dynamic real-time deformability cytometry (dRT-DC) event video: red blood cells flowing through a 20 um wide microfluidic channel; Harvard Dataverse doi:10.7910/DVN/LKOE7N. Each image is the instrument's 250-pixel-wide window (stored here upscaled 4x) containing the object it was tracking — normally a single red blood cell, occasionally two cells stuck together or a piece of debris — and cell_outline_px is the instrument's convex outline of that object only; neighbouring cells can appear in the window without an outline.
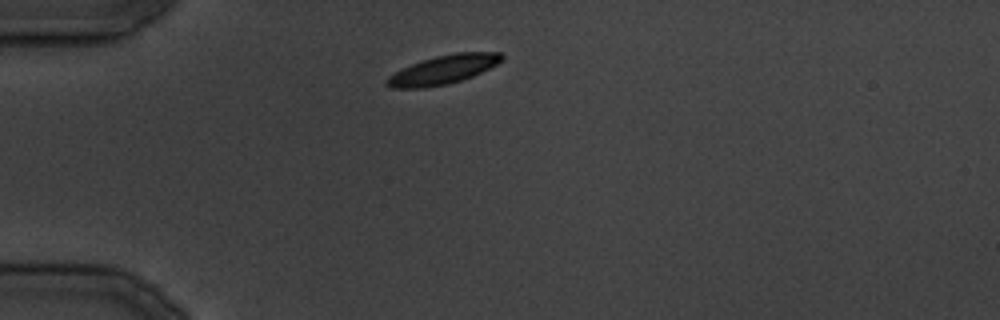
{"species": "common noctule bat (a hibernating species)", "species_latin": "Nyctalus noctula", "temperature_condition": "cold", "stored_images_in_passage": 16, "camera_frame_rate_fps": 3000, "um_per_image_px": 0.085, "animal": {"sex": "male", "body_mass_g": 19.5, "forearm_length_mm": 54.6}, "frame": {"image": 1, "passage_image": 1, "time_ms": 0.0, "image_size_px": [1000, 320], "cell_outline_px": [[504, 60], [472, 76], [448, 84], [428, 88], [392, 88], [384, 84], [384, 80], [388, 76], [412, 64], [436, 56], [456, 52], [500, 52], [504, 56]], "centroid_in_image_um": [37.66, 5.93], "position_along_channel_um": 47.3, "area_um2": 19.19}}
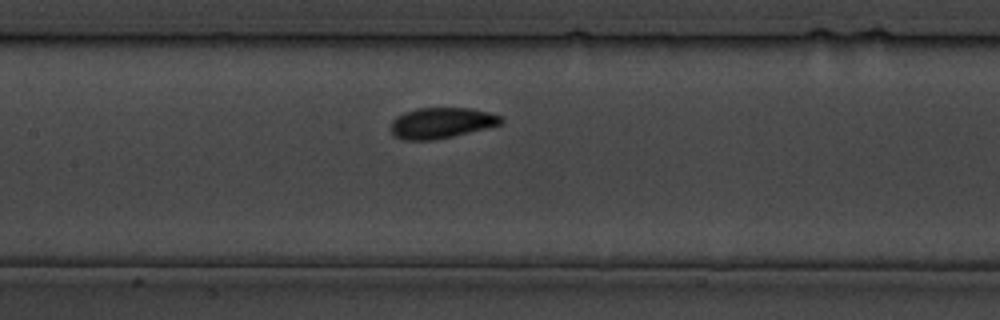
{"frame": {"image": 2, "passage_image": 9, "time_ms": 9.333, "image_size_px": [1000, 320], "cell_outline_px": [[504, 120], [500, 124], [488, 128], [452, 136], [432, 140], [404, 140], [392, 136], [392, 120], [396, 116], [404, 112], [420, 108], [472, 108], [504, 116]], "centroid_in_image_um": [37.54, 10.44], "position_along_channel_um": 169.9, "area_um2": 19.83}}
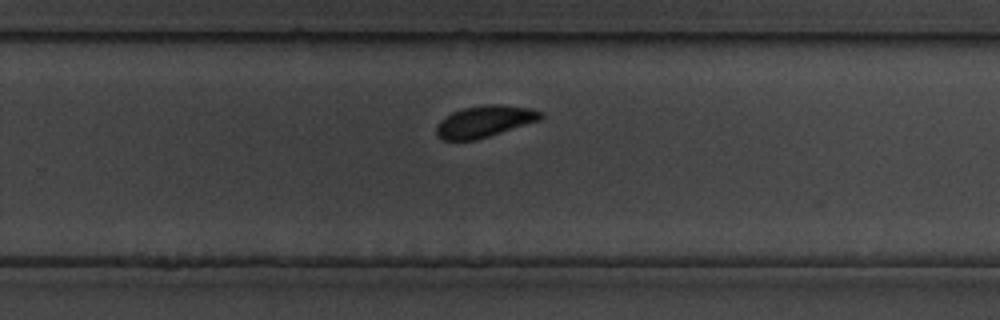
{"frame": {"image": 3, "passage_image": 15, "time_ms": 17.0, "image_size_px": [1000, 320], "cell_outline_px": [[544, 116], [540, 120], [476, 140], [440, 140], [436, 136], [436, 124], [440, 120], [452, 112], [464, 108], [488, 104], [500, 104], [532, 108], [544, 112]], "centroid_in_image_um": [41.19, 10.32], "position_along_channel_um": 288.6, "area_um2": 19.36}}